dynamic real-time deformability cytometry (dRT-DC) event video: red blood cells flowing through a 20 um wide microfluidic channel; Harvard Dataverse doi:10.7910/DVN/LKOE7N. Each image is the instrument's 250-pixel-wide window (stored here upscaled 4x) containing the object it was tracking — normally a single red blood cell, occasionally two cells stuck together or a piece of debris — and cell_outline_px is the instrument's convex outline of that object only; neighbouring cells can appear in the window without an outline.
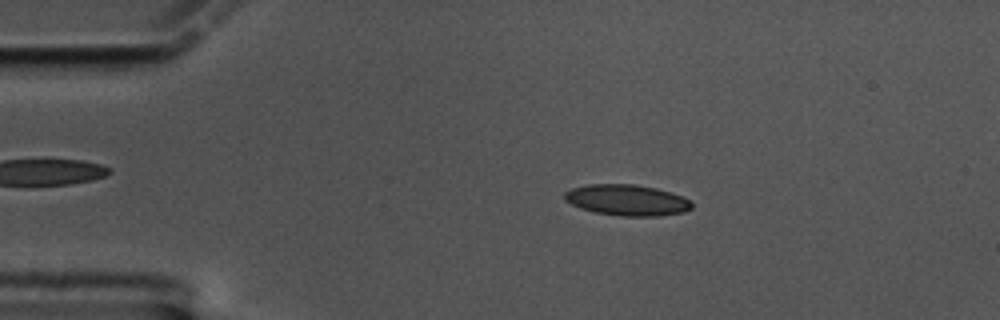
{"species": "common noctule bat (a hibernating species)", "species_latin": "Nyctalus noctula", "temperature_condition": "cold", "stored_images_in_passage": 59, "camera_frame_rate_fps": 3000, "um_per_image_px": 0.085, "animal": {"sex": "male", "body_mass_g": 17.5, "forearm_length_mm": 52.3}, "frame": {"image": 1, "passage_image": 11, "time_ms": 3.333, "image_size_px": [1000, 320], "cell_outline_px": [[692, 208], [684, 212], [656, 216], [620, 216], [596, 212], [580, 208], [564, 200], [564, 192], [572, 188], [588, 184], [632, 184], [656, 188], [684, 196], [692, 200]], "centroid_in_image_um": [53.31, 17.0], "position_along_channel_um": 31.7, "area_um2": 23.06}}
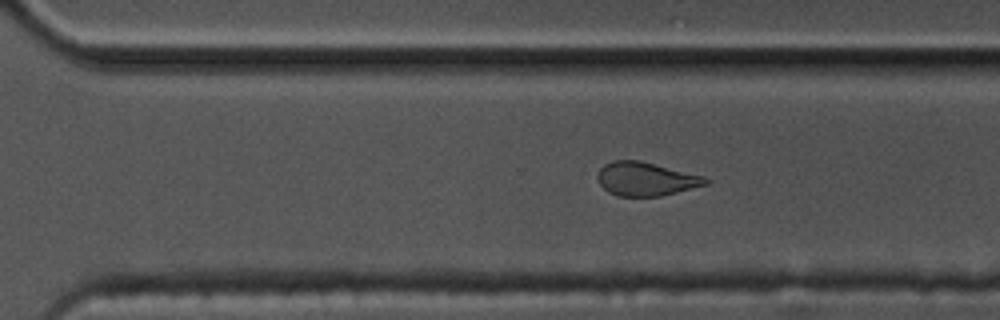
{"frame": {"image": 2, "passage_image": 40, "time_ms": 13.0, "image_size_px": [1000, 320], "cell_outline_px": [[708, 184], [660, 196], [616, 196], [608, 192], [600, 184], [596, 176], [600, 168], [604, 164], [612, 160], [640, 160], [704, 176], [708, 180]], "centroid_in_image_um": [54.86, 15.2], "position_along_channel_um": 315.7, "area_um2": 21.15}}
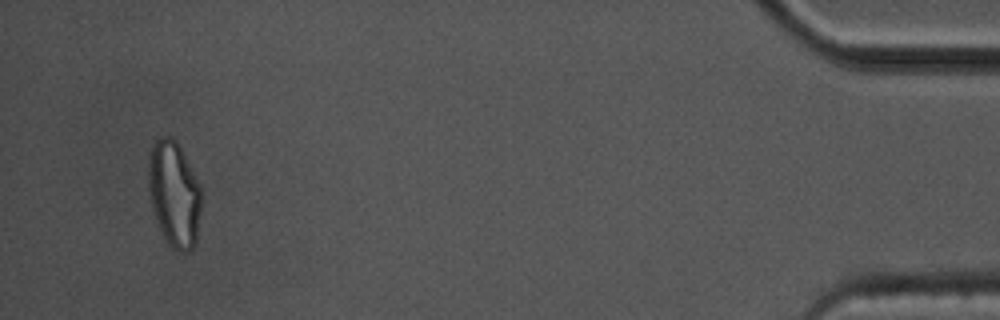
{"frame": {"image": 3, "passage_image": 56, "time_ms": 18.333, "image_size_px": [1000, 320], "cell_outline_px": [[200, 212], [196, 240], [192, 248], [188, 252], [176, 252], [164, 240], [156, 220], [152, 208], [148, 192], [148, 156], [152, 144], [160, 136], [172, 136], [176, 140], [200, 184]], "centroid_in_image_um": [14.77, 16.49], "position_along_channel_um": 420.4, "area_um2": 32.95}, "authors_computed_cell_mechanics": {"area_um2": 22.253, "velocity_mm_per_s": 3.4104, "shape_relaxation_time_tau1_ms": 7.1455, "shape_relaxation_time_tau2_ms": 2.7986, "deformation_change_tau1": 0.1397, "deformation_change_tau2": 0.0884}}